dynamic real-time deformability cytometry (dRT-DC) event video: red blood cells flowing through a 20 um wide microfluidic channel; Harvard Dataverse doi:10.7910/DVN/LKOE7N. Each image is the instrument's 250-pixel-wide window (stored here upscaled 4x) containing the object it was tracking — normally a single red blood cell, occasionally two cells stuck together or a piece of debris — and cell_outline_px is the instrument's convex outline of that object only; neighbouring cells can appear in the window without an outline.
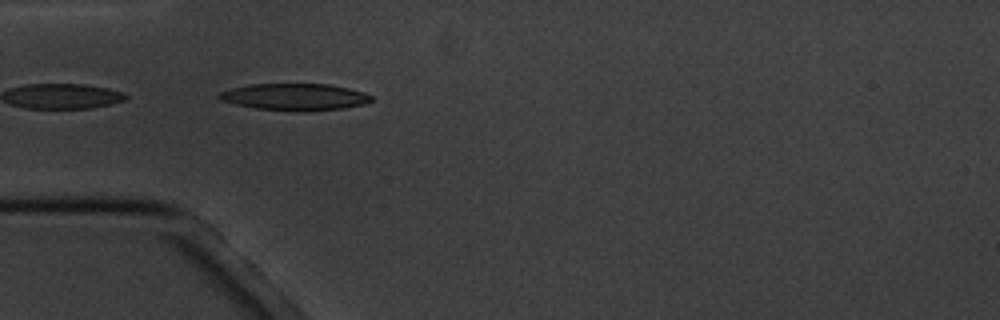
{"species": "common noctule bat (a hibernating species)", "species_latin": "Nyctalus noctula", "temperature_condition": "cold", "stored_images_in_passage": 7, "camera_frame_rate_fps": 3000, "um_per_image_px": 0.085, "animal": {"sex": "male", "body_mass_g": 20.1, "forearm_length_mm": 53.5}, "frame": {"image": 1, "passage_image": 5, "time_ms": 5.667, "image_size_px": [1000, 320], "cell_outline_px": [[372, 100], [364, 104], [344, 108], [308, 112], [300, 112], [256, 108], [236, 104], [220, 100], [216, 96], [220, 92], [232, 88], [252, 84], [328, 84], [348, 88], [364, 92], [372, 96]], "centroid_in_image_um": [25.07, 8.25], "position_along_channel_um": 59.9, "area_um2": 23.87}}